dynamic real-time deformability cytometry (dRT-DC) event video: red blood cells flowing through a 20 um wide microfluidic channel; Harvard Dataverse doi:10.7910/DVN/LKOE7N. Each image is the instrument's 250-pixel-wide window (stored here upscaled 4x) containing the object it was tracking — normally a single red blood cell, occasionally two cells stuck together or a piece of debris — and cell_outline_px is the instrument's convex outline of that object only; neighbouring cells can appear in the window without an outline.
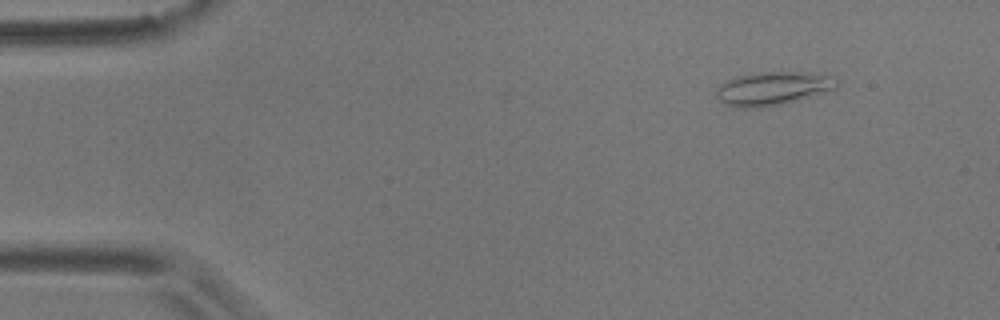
{"species": "common noctule bat (a hibernating species)", "species_latin": "Nyctalus noctula", "temperature_condition": "room temperature", "stored_images_in_passage": 10, "camera_frame_rate_fps": 3000, "um_per_image_px": 0.085, "animal": {"sex": "male", "body_mass_g": 17.9}, "frame": {"image": 1, "passage_image": 2, "time_ms": 1.0, "image_size_px": [1000, 320], "cell_outline_px": [[840, 80], [836, 88], [780, 104], [756, 108], [740, 108], [724, 104], [716, 96], [716, 92], [720, 84], [728, 80], [740, 76], [760, 72], [808, 72], [832, 76]], "centroid_in_image_um": [65.68, 7.51], "position_along_channel_um": 19.3, "area_um2": 23.12}}
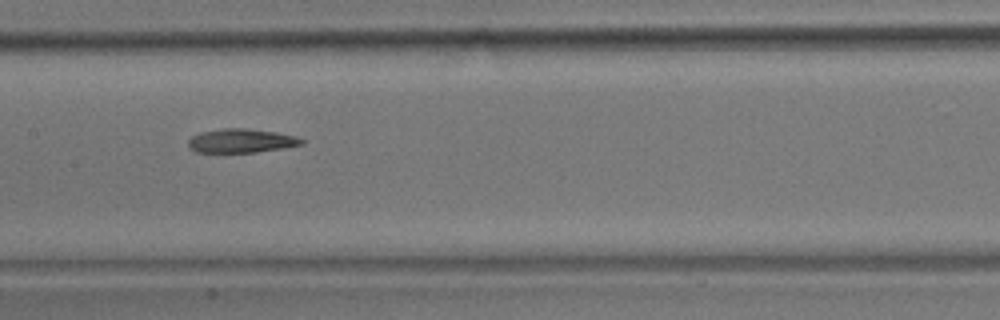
{"frame": {"image": 2, "passage_image": 7, "time_ms": 8.0, "image_size_px": [1000, 320], "cell_outline_px": [[304, 144], [284, 148], [256, 152], [196, 152], [188, 148], [188, 140], [192, 136], [200, 132], [224, 128], [244, 128], [276, 132], [296, 136], [304, 140]], "centroid_in_image_um": [20.5, 11.97], "position_along_channel_um": 186.9, "area_um2": 15.84}}
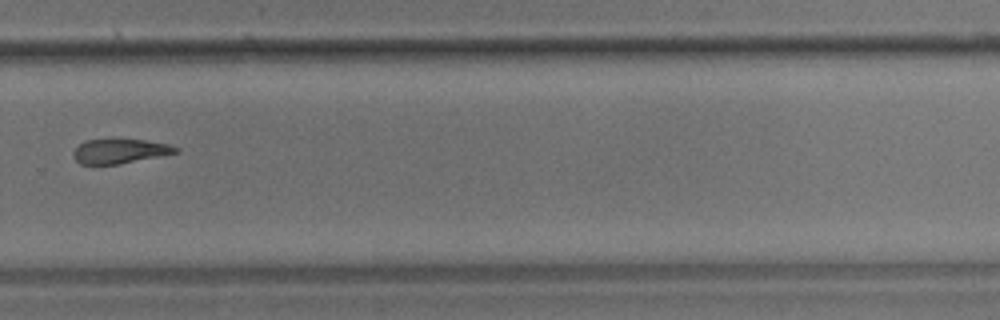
{"frame": {"image": 3, "passage_image": 10, "time_ms": 11.667, "image_size_px": [1000, 320], "cell_outline_px": [[180, 152], [120, 164], [80, 164], [72, 156], [72, 152], [84, 140], [144, 140], [168, 144], [180, 148]], "centroid_in_image_um": [10.2, 12.86], "position_along_channel_um": 319.6, "area_um2": 14.51}}